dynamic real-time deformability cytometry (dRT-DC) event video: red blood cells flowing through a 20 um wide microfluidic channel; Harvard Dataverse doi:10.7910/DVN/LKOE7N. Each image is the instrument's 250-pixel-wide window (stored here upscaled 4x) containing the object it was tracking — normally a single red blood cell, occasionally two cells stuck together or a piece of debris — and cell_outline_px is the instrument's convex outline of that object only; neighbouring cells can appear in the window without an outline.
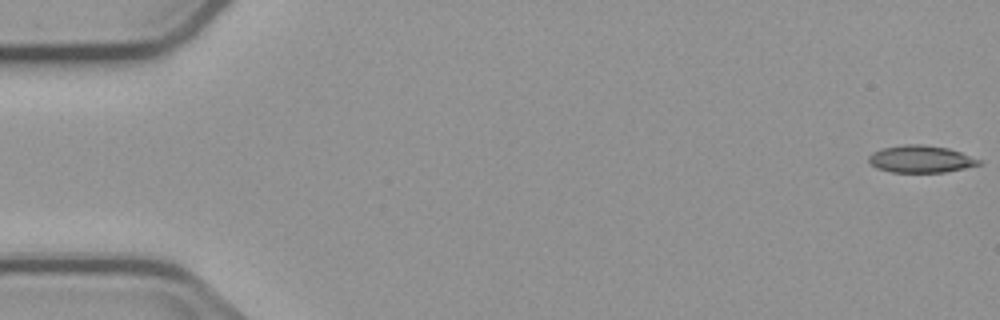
{"species": "common noctule bat (a hibernating species)", "species_latin": "Nyctalus noctula", "temperature_condition": "cold", "stored_images_in_passage": 5, "segment_of_instrument_passage": [2, 2], "camera_frame_rate_fps": 3000, "um_per_image_px": 0.085, "animal": {"sex": "male", "body_mass_g": 23.1, "forearm_length_mm": 52.7}, "frame": {"image": 1, "passage_image": 5, "time_ms": 5.667, "image_size_px": [1000, 320], "cell_outline_px": [[984, 164], [944, 172], [892, 172], [876, 168], [868, 160], [868, 156], [872, 152], [880, 148], [904, 144], [920, 144], [948, 148], [984, 160]], "centroid_in_image_um": [78.29, 13.51], "position_along_channel_um": 6.7, "area_um2": 17.63}}